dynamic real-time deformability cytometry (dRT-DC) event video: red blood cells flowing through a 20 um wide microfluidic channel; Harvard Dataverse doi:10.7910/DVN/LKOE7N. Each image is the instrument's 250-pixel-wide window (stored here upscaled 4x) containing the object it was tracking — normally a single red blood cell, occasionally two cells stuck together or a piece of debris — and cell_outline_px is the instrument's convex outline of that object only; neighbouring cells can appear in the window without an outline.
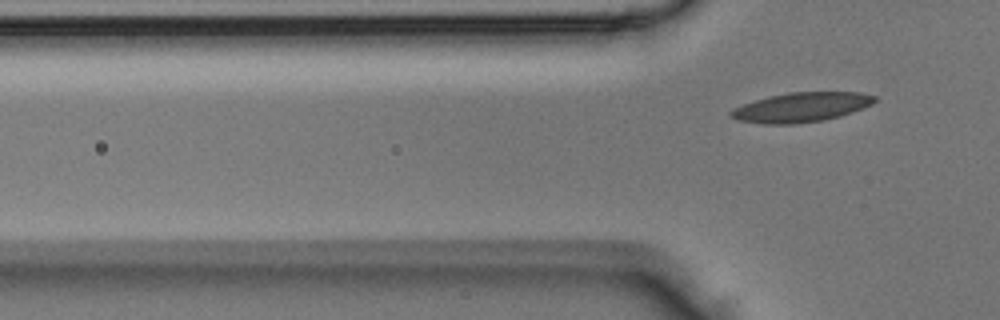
{"species": "Egyptian fruit bat (a non-hibernating species)", "species_latin": "Rousettus aegyptiacus", "temperature_condition": "room temperature", "stored_images_in_passage": 4, "camera_frame_rate_fps": 3000, "um_per_image_px": 0.085, "animal": {"sex": "male"}, "frame": {"image": 1, "passage_image": 4, "time_ms": 1.0, "image_size_px": [1000, 320], "cell_outline_px": [[876, 100], [872, 104], [852, 112], [840, 116], [824, 120], [792, 124], [764, 124], [740, 120], [728, 116], [728, 112], [732, 108], [756, 100], [788, 92], [860, 92], [876, 96]], "centroid_in_image_um": [68.1, 9.12], "position_along_channel_um": 57.7, "area_um2": 24.62}}